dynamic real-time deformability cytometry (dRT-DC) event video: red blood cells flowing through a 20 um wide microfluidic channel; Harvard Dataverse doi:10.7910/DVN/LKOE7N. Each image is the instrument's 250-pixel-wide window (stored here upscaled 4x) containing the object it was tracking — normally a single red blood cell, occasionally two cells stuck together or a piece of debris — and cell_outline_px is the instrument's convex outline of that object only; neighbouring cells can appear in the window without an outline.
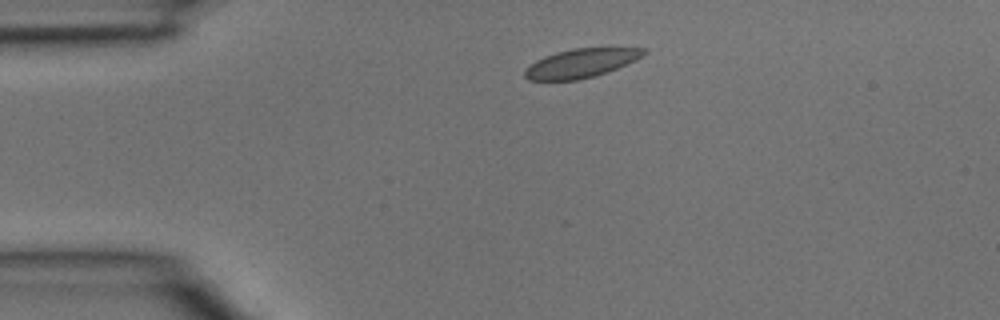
{"species": "common noctule bat (a hibernating species)", "species_latin": "Nyctalus noctula", "temperature_condition": "room temperature", "stored_images_in_passage": 3, "segment_of_instrument_passage": [1, 2], "camera_frame_rate_fps": 3000, "um_per_image_px": 0.085, "animal": {"sex": "male", "body_mass_g": 15.6}, "frame": {"image": 1, "passage_image": 1, "time_ms": 0.0, "image_size_px": [1000, 320], "cell_outline_px": [[648, 52], [636, 60], [596, 76], [580, 80], [528, 80], [524, 76], [524, 72], [536, 60], [544, 56], [556, 52], [572, 48], [648, 48]], "centroid_in_image_um": [49.41, 5.37], "position_along_channel_um": 35.6, "area_um2": 19.94}}